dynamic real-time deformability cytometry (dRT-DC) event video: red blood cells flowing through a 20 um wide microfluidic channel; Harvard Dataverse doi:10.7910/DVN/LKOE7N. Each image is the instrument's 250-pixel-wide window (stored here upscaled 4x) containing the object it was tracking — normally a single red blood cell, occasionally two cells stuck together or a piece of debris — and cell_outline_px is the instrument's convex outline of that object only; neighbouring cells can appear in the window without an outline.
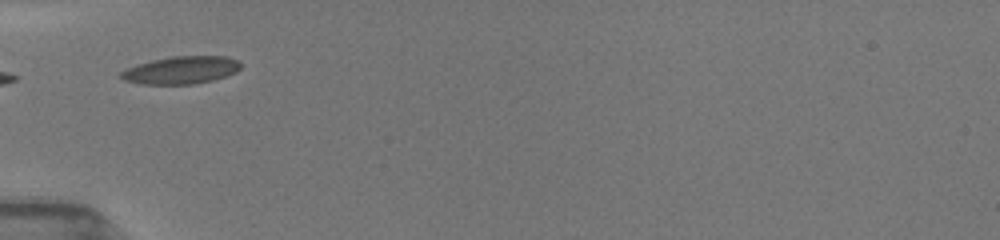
{"species": "common noctule bat (a hibernating species)", "species_latin": "Nyctalus noctula", "temperature_condition": "room temperature", "stored_images_in_passage": 4, "camera_frame_rate_fps": 3000, "um_per_image_px": 0.085, "animal": {"sex": "female", "body_mass_g": 19.5, "forearm_length_mm": 54.1}, "frame": {"image": 1, "passage_image": 1, "time_ms": 0.0, "image_size_px": [1000, 240], "cell_outline_px": [[240, 68], [236, 72], [212, 80], [192, 84], [140, 84], [124, 80], [120, 76], [120, 72], [128, 68], [152, 60], [172, 56], [224, 56], [240, 60]], "centroid_in_image_um": [15.41, 5.95], "position_along_channel_um": 69.6, "area_um2": 19.07}}